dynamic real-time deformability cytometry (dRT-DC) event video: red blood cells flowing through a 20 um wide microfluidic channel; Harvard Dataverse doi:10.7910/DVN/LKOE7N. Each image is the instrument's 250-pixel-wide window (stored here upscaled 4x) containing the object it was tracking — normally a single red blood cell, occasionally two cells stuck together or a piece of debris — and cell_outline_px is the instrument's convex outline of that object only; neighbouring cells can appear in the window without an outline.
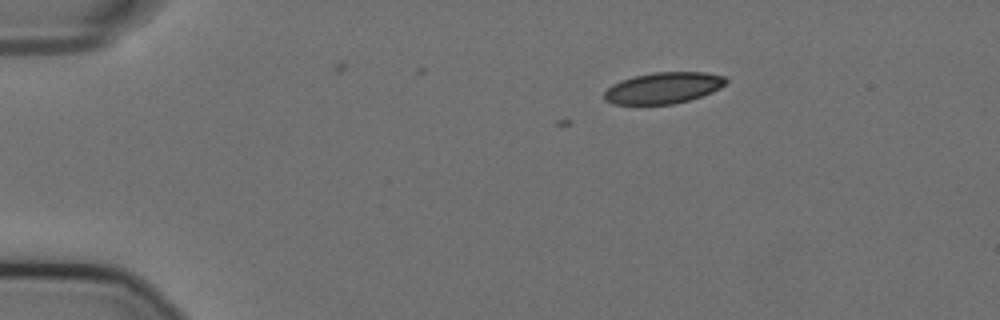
{"species": "Egyptian fruit bat (a non-hibernating species)", "species_latin": "Rousettus aegyptiacus", "temperature_condition": "cold", "stored_images_in_passage": 2, "camera_frame_rate_fps": 3000, "um_per_image_px": 0.085, "animal": {"sex": "female"}, "frame": {"image": 1, "passage_image": 2, "time_ms": 0.333, "image_size_px": [1000, 320], "cell_outline_px": [[728, 80], [720, 88], [712, 92], [688, 100], [672, 104], [612, 104], [604, 100], [604, 92], [612, 84], [636, 76], [652, 72], [704, 72], [724, 76]], "centroid_in_image_um": [56.38, 7.47], "position_along_channel_um": 28.6, "area_um2": 21.96}}